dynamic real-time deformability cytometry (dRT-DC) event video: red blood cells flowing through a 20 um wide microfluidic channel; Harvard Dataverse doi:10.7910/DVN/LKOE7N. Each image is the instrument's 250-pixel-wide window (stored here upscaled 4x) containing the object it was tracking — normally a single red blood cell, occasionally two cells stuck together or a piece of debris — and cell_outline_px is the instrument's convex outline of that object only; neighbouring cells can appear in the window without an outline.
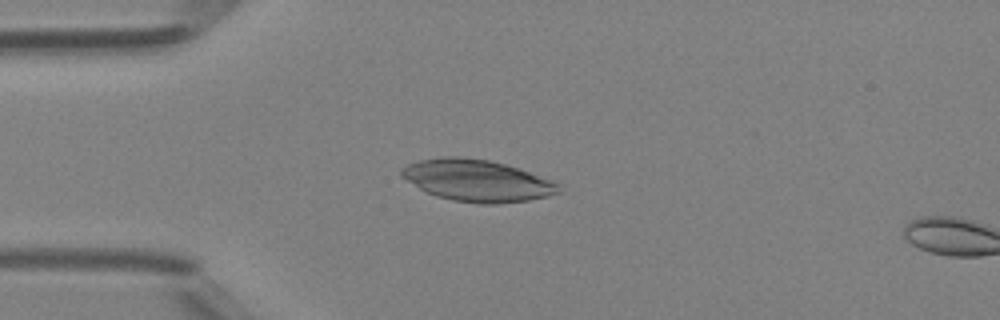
{"species": "Egyptian fruit bat (a non-hibernating species)", "species_latin": "Rousettus aegyptiacus", "temperature_condition": "room temperature", "stored_images_in_passage": 12, "camera_frame_rate_fps": 3000, "um_per_image_px": 0.085, "animal": {"sex": "female"}, "frame": {"image": 1, "passage_image": 9, "time_ms": 2.667, "image_size_px": [1000, 320], "cell_outline_px": [[560, 192], [548, 196], [528, 200], [496, 204], [480, 204], [452, 200], [436, 196], [420, 188], [400, 176], [400, 168], [408, 164], [420, 160], [440, 156], [460, 156], [488, 160], [520, 168], [560, 184]], "centroid_in_image_um": [40.54, 15.34], "position_along_channel_um": 44.5, "area_um2": 38.21}}